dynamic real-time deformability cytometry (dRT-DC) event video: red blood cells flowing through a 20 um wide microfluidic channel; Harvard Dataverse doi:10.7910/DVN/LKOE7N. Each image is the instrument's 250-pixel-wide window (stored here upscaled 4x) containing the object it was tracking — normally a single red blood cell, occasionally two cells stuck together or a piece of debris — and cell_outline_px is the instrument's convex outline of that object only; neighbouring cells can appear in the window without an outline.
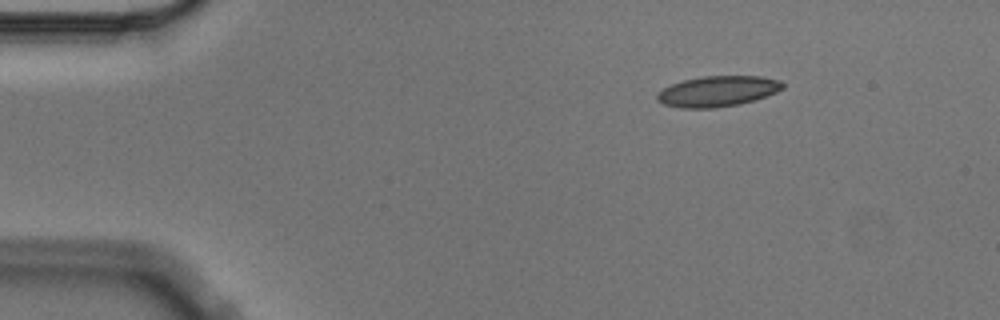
{"species": "Egyptian fruit bat (a non-hibernating species)", "species_latin": "Rousettus aegyptiacus", "temperature_condition": "cold", "stored_images_in_passage": 3, "camera_frame_rate_fps": 3000, "um_per_image_px": 0.085, "animal": {"sex": "male"}, "frame": {"image": 1, "passage_image": 1, "time_ms": 0.0, "image_size_px": [1000, 320], "cell_outline_px": [[784, 88], [776, 92], [756, 100], [740, 104], [716, 108], [680, 108], [664, 104], [656, 100], [656, 92], [672, 84], [684, 80], [704, 76], [760, 76], [780, 80], [784, 84]], "centroid_in_image_um": [61.0, 7.76], "position_along_channel_um": 24.0, "area_um2": 22.54}}